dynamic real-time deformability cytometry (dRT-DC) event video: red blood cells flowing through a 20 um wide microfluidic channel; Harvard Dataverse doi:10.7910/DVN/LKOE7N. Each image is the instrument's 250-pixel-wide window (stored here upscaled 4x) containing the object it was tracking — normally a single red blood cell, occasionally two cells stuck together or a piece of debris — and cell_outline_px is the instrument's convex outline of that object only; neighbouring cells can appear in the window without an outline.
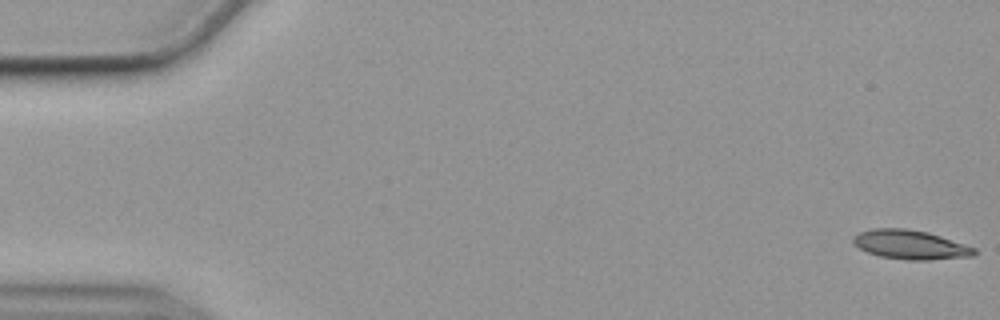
{"species": "common noctule bat (a hibernating species)", "species_latin": "Nyctalus noctula", "temperature_condition": "cold", "stored_images_in_passage": 57, "camera_frame_rate_fps": 3000, "um_per_image_px": 0.085, "animal": {"sex": "female", "body_mass_g": 19.9}, "frame": {"image": 1, "passage_image": 1, "time_ms": 0.0, "image_size_px": [1000, 320], "cell_outline_px": [[976, 252], [972, 256], [928, 260], [908, 260], [880, 256], [868, 252], [852, 244], [852, 236], [860, 232], [872, 228], [908, 228], [928, 232], [976, 248]], "centroid_in_image_um": [77.34, 20.79], "position_along_channel_um": 7.7, "area_um2": 20.58}}
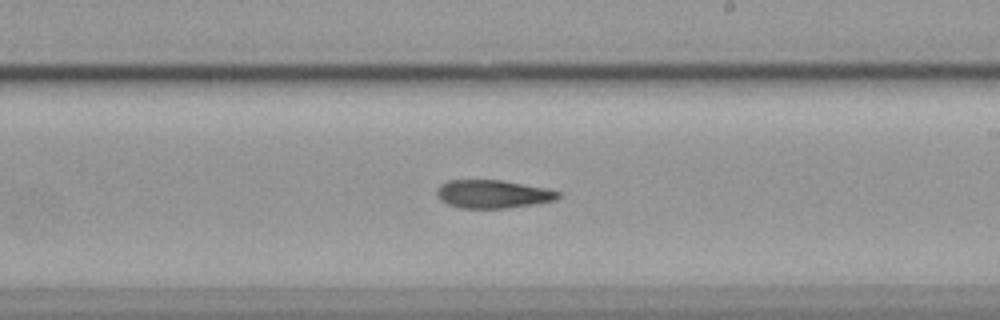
{"frame": {"image": 2, "passage_image": 33, "time_ms": 10.667, "image_size_px": [1000, 320], "cell_outline_px": [[560, 196], [556, 200], [532, 204], [504, 208], [460, 208], [448, 204], [440, 200], [436, 192], [440, 184], [448, 180], [500, 180], [548, 188], [560, 192]], "centroid_in_image_um": [41.88, 16.49], "position_along_channel_um": 247.1, "area_um2": 19.88}}
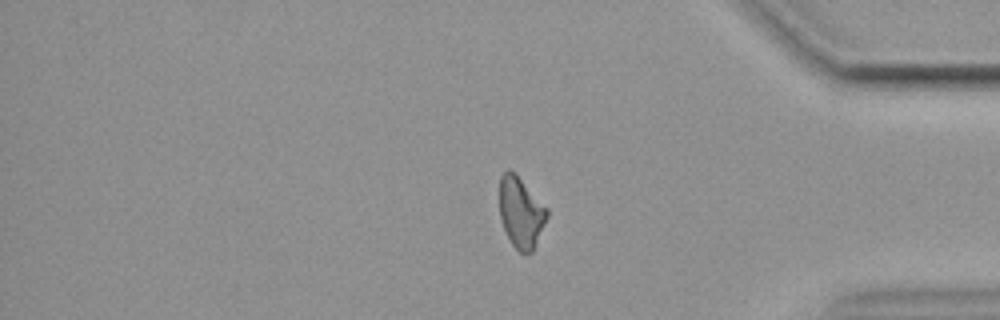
{"frame": {"image": 3, "passage_image": 47, "time_ms": 15.333, "image_size_px": [1000, 320], "cell_outline_px": [[548, 216], [532, 252], [524, 256], [512, 244], [504, 228], [500, 216], [500, 176], [508, 168], [516, 172], [548, 208]], "centroid_in_image_um": [44.29, 18.03], "position_along_channel_um": 390.9, "area_um2": 19.77}}